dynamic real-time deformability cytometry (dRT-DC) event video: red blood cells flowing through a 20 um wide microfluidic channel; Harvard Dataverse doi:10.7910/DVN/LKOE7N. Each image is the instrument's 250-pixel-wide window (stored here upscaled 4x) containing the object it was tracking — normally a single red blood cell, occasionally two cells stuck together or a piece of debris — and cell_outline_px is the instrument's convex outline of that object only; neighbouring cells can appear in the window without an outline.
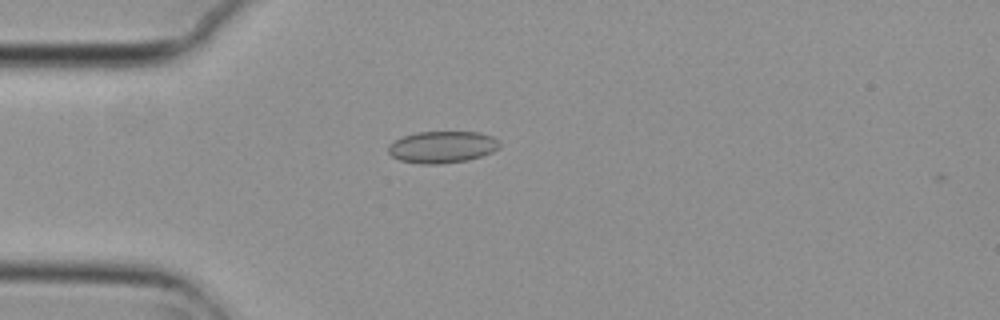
{"species": "common noctule bat (a hibernating species)", "species_latin": "Nyctalus noctula", "temperature_condition": "cold", "stored_images_in_passage": 5, "camera_frame_rate_fps": 3000, "um_per_image_px": 0.085, "animal": {"sex": "female", "body_mass_g": 29.2, "forearm_length_mm": 56.3}, "frame": {"image": 1, "passage_image": 4, "time_ms": 1.0, "image_size_px": [1000, 320], "cell_outline_px": [[500, 148], [492, 152], [468, 160], [440, 164], [420, 164], [400, 160], [392, 156], [388, 152], [388, 144], [404, 136], [416, 132], [480, 132], [492, 136], [500, 144]], "centroid_in_image_um": [37.58, 12.5], "position_along_channel_um": 47.4, "area_um2": 20.63}}